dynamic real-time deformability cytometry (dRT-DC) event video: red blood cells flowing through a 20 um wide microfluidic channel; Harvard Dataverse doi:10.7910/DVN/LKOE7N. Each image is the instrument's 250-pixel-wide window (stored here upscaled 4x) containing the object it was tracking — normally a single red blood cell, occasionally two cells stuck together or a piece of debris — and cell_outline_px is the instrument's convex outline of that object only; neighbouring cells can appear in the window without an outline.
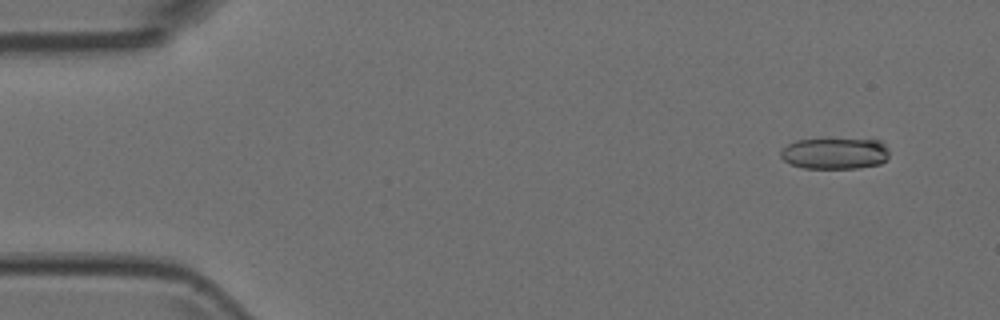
{"species": "Egyptian fruit bat (a non-hibernating species)", "species_latin": "Rousettus aegyptiacus", "temperature_condition": "room temperature", "stored_images_in_passage": 6, "camera_frame_rate_fps": 3000, "um_per_image_px": 0.085, "animal": {"sex": "female"}, "frame": {"image": 1, "passage_image": 2, "time_ms": 0.333, "image_size_px": [1000, 320], "cell_outline_px": [[888, 160], [880, 164], [860, 168], [804, 168], [792, 164], [784, 160], [780, 156], [780, 152], [788, 144], [796, 140], [880, 140], [884, 144], [888, 152]], "centroid_in_image_um": [70.99, 13.06], "position_along_channel_um": 14.0, "area_um2": 19.54}}